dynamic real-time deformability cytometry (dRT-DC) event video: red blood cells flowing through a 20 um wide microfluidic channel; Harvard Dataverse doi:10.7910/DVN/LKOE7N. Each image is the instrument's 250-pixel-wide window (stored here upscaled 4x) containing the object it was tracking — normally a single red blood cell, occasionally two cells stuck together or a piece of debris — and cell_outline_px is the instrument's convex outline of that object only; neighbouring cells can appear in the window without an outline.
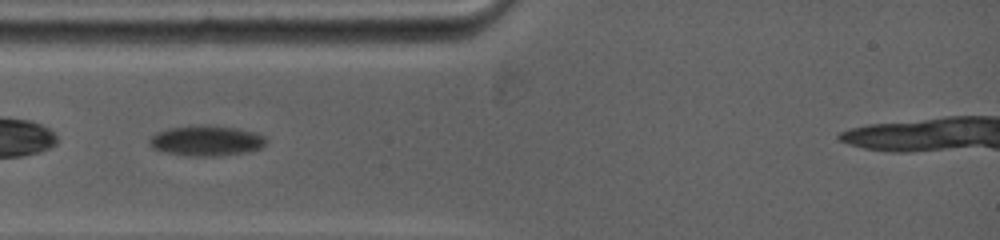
{"species": "common noctule bat (a hibernating species)", "species_latin": "Nyctalus noctula", "temperature_condition": "warm", "stored_images_in_passage": 3, "camera_frame_rate_fps": 5000, "um_per_image_px": 0.085, "animal": {"sex": "female", "body_mass_g": 19.0, "forearm_length_mm": 53.3}, "frame": {"image": 1, "passage_image": 2, "time_ms": 1.0, "image_size_px": [1000, 240], "cell_outline_px": [[264, 144], [260, 148], [248, 152], [224, 156], [184, 156], [160, 152], [152, 148], [148, 144], [148, 140], [156, 132], [168, 128], [232, 128], [252, 132], [264, 136]], "centroid_in_image_um": [17.46, 12.04], "position_along_channel_um": 67.5, "area_um2": 19.88}}